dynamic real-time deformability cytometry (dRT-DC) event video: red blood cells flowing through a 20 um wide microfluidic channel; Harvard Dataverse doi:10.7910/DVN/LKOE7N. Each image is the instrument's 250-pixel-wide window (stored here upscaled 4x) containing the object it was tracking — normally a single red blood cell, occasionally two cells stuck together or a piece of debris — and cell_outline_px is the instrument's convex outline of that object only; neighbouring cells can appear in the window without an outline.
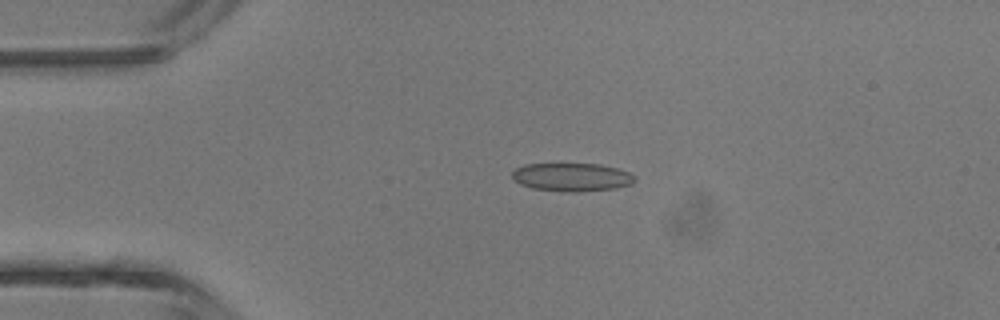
{"species": "common noctule bat (a hibernating species)", "species_latin": "Nyctalus noctula", "temperature_condition": "room temperature", "stored_images_in_passage": 3, "camera_frame_rate_fps": 3000, "um_per_image_px": 0.085, "animal": {"sex": "male", "body_mass_g": 13.3}, "frame": {"image": 1, "passage_image": 2, "time_ms": 1.333, "image_size_px": [1000, 320], "cell_outline_px": [[636, 180], [632, 184], [616, 188], [576, 192], [568, 192], [532, 188], [520, 184], [512, 180], [512, 172], [516, 168], [524, 164], [600, 164], [616, 168], [628, 172]], "centroid_in_image_um": [48.57, 15.06], "position_along_channel_um": 36.4, "area_um2": 20.17}}